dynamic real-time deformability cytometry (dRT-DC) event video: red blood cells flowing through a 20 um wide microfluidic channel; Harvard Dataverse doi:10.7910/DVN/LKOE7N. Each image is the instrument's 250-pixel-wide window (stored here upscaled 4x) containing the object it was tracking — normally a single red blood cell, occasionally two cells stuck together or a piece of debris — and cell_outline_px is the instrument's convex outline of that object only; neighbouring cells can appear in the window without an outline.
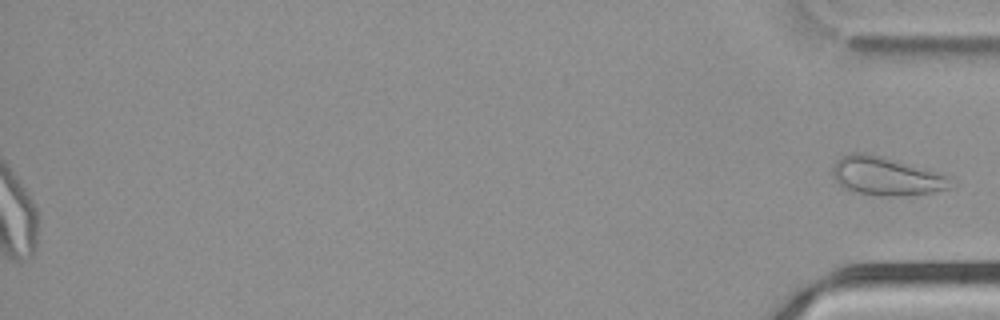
{"species": "common noctule bat (a hibernating species)", "species_latin": "Nyctalus noctula", "temperature_condition": "cold", "stored_images_in_passage": 39, "segment_of_instrument_passage": [2, 2], "camera_frame_rate_fps": 3000, "um_per_image_px": 0.085, "animal": {"sex": "male", "body_mass_g": 21.5, "forearm_length_mm": 52.0}, "frame": {"image": 1, "passage_image": 39, "time_ms": 12.667, "image_size_px": [1000, 320], "cell_outline_px": [[952, 188], [932, 192], [904, 196], [880, 196], [852, 192], [844, 188], [832, 176], [832, 168], [836, 160], [840, 156], [852, 152], [864, 152], [880, 156], [940, 172], [948, 176]], "centroid_in_image_um": [75.29, 14.98], "position_along_channel_um": 359.9, "area_um2": 26.65}}